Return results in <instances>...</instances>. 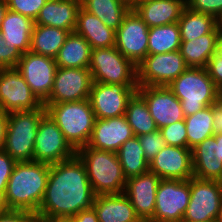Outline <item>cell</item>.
<instances>
[{
	"instance_id": "cell-35",
	"label": "cell",
	"mask_w": 222,
	"mask_h": 222,
	"mask_svg": "<svg viewBox=\"0 0 222 222\" xmlns=\"http://www.w3.org/2000/svg\"><path fill=\"white\" fill-rule=\"evenodd\" d=\"M188 148L192 149L206 138L213 136L212 105L185 117Z\"/></svg>"
},
{
	"instance_id": "cell-12",
	"label": "cell",
	"mask_w": 222,
	"mask_h": 222,
	"mask_svg": "<svg viewBox=\"0 0 222 222\" xmlns=\"http://www.w3.org/2000/svg\"><path fill=\"white\" fill-rule=\"evenodd\" d=\"M57 68L54 58L31 51L23 53L16 66L42 104L49 98L52 91Z\"/></svg>"
},
{
	"instance_id": "cell-44",
	"label": "cell",
	"mask_w": 222,
	"mask_h": 222,
	"mask_svg": "<svg viewBox=\"0 0 222 222\" xmlns=\"http://www.w3.org/2000/svg\"><path fill=\"white\" fill-rule=\"evenodd\" d=\"M213 134H222V102L218 99L212 104Z\"/></svg>"
},
{
	"instance_id": "cell-17",
	"label": "cell",
	"mask_w": 222,
	"mask_h": 222,
	"mask_svg": "<svg viewBox=\"0 0 222 222\" xmlns=\"http://www.w3.org/2000/svg\"><path fill=\"white\" fill-rule=\"evenodd\" d=\"M137 93L146 101L158 129L185 119L181 101L164 86L138 87Z\"/></svg>"
},
{
	"instance_id": "cell-16",
	"label": "cell",
	"mask_w": 222,
	"mask_h": 222,
	"mask_svg": "<svg viewBox=\"0 0 222 222\" xmlns=\"http://www.w3.org/2000/svg\"><path fill=\"white\" fill-rule=\"evenodd\" d=\"M149 27L131 9L116 30L115 47L136 66L148 55Z\"/></svg>"
},
{
	"instance_id": "cell-48",
	"label": "cell",
	"mask_w": 222,
	"mask_h": 222,
	"mask_svg": "<svg viewBox=\"0 0 222 222\" xmlns=\"http://www.w3.org/2000/svg\"><path fill=\"white\" fill-rule=\"evenodd\" d=\"M12 210L13 209L9 204L6 192H0V214L8 213Z\"/></svg>"
},
{
	"instance_id": "cell-54",
	"label": "cell",
	"mask_w": 222,
	"mask_h": 222,
	"mask_svg": "<svg viewBox=\"0 0 222 222\" xmlns=\"http://www.w3.org/2000/svg\"><path fill=\"white\" fill-rule=\"evenodd\" d=\"M219 100L222 102V89L219 91Z\"/></svg>"
},
{
	"instance_id": "cell-15",
	"label": "cell",
	"mask_w": 222,
	"mask_h": 222,
	"mask_svg": "<svg viewBox=\"0 0 222 222\" xmlns=\"http://www.w3.org/2000/svg\"><path fill=\"white\" fill-rule=\"evenodd\" d=\"M93 79L89 68H60L54 77L49 98L43 104L89 99Z\"/></svg>"
},
{
	"instance_id": "cell-5",
	"label": "cell",
	"mask_w": 222,
	"mask_h": 222,
	"mask_svg": "<svg viewBox=\"0 0 222 222\" xmlns=\"http://www.w3.org/2000/svg\"><path fill=\"white\" fill-rule=\"evenodd\" d=\"M167 88L181 101L185 117L197 113L219 99V90L206 68L188 67Z\"/></svg>"
},
{
	"instance_id": "cell-27",
	"label": "cell",
	"mask_w": 222,
	"mask_h": 222,
	"mask_svg": "<svg viewBox=\"0 0 222 222\" xmlns=\"http://www.w3.org/2000/svg\"><path fill=\"white\" fill-rule=\"evenodd\" d=\"M91 51V45L85 38L73 31L69 33L54 59L60 68H89Z\"/></svg>"
},
{
	"instance_id": "cell-18",
	"label": "cell",
	"mask_w": 222,
	"mask_h": 222,
	"mask_svg": "<svg viewBox=\"0 0 222 222\" xmlns=\"http://www.w3.org/2000/svg\"><path fill=\"white\" fill-rule=\"evenodd\" d=\"M149 170L161 179L188 180L193 177L191 149L166 145L150 161Z\"/></svg>"
},
{
	"instance_id": "cell-24",
	"label": "cell",
	"mask_w": 222,
	"mask_h": 222,
	"mask_svg": "<svg viewBox=\"0 0 222 222\" xmlns=\"http://www.w3.org/2000/svg\"><path fill=\"white\" fill-rule=\"evenodd\" d=\"M34 25L33 19L8 9L0 28L7 47L17 48L22 54L30 51Z\"/></svg>"
},
{
	"instance_id": "cell-23",
	"label": "cell",
	"mask_w": 222,
	"mask_h": 222,
	"mask_svg": "<svg viewBox=\"0 0 222 222\" xmlns=\"http://www.w3.org/2000/svg\"><path fill=\"white\" fill-rule=\"evenodd\" d=\"M81 3L72 0H47L35 20V25L75 31L78 11Z\"/></svg>"
},
{
	"instance_id": "cell-55",
	"label": "cell",
	"mask_w": 222,
	"mask_h": 222,
	"mask_svg": "<svg viewBox=\"0 0 222 222\" xmlns=\"http://www.w3.org/2000/svg\"><path fill=\"white\" fill-rule=\"evenodd\" d=\"M139 222H154L152 220H140Z\"/></svg>"
},
{
	"instance_id": "cell-1",
	"label": "cell",
	"mask_w": 222,
	"mask_h": 222,
	"mask_svg": "<svg viewBox=\"0 0 222 222\" xmlns=\"http://www.w3.org/2000/svg\"><path fill=\"white\" fill-rule=\"evenodd\" d=\"M95 194L81 159L50 164L47 187L37 218H72L93 206Z\"/></svg>"
},
{
	"instance_id": "cell-41",
	"label": "cell",
	"mask_w": 222,
	"mask_h": 222,
	"mask_svg": "<svg viewBox=\"0 0 222 222\" xmlns=\"http://www.w3.org/2000/svg\"><path fill=\"white\" fill-rule=\"evenodd\" d=\"M17 162L4 150L0 151V192L6 191L8 180Z\"/></svg>"
},
{
	"instance_id": "cell-46",
	"label": "cell",
	"mask_w": 222,
	"mask_h": 222,
	"mask_svg": "<svg viewBox=\"0 0 222 222\" xmlns=\"http://www.w3.org/2000/svg\"><path fill=\"white\" fill-rule=\"evenodd\" d=\"M8 124V112L0 109V151L3 150Z\"/></svg>"
},
{
	"instance_id": "cell-40",
	"label": "cell",
	"mask_w": 222,
	"mask_h": 222,
	"mask_svg": "<svg viewBox=\"0 0 222 222\" xmlns=\"http://www.w3.org/2000/svg\"><path fill=\"white\" fill-rule=\"evenodd\" d=\"M22 53L17 48L7 47L0 32V68H16Z\"/></svg>"
},
{
	"instance_id": "cell-37",
	"label": "cell",
	"mask_w": 222,
	"mask_h": 222,
	"mask_svg": "<svg viewBox=\"0 0 222 222\" xmlns=\"http://www.w3.org/2000/svg\"><path fill=\"white\" fill-rule=\"evenodd\" d=\"M139 143L145 151V159L148 163L163 149L167 144L160 130L138 136Z\"/></svg>"
},
{
	"instance_id": "cell-8",
	"label": "cell",
	"mask_w": 222,
	"mask_h": 222,
	"mask_svg": "<svg viewBox=\"0 0 222 222\" xmlns=\"http://www.w3.org/2000/svg\"><path fill=\"white\" fill-rule=\"evenodd\" d=\"M222 201V181L190 178V201L183 219L216 222Z\"/></svg>"
},
{
	"instance_id": "cell-39",
	"label": "cell",
	"mask_w": 222,
	"mask_h": 222,
	"mask_svg": "<svg viewBox=\"0 0 222 222\" xmlns=\"http://www.w3.org/2000/svg\"><path fill=\"white\" fill-rule=\"evenodd\" d=\"M186 7L197 13H206L217 20L222 15V0H186Z\"/></svg>"
},
{
	"instance_id": "cell-25",
	"label": "cell",
	"mask_w": 222,
	"mask_h": 222,
	"mask_svg": "<svg viewBox=\"0 0 222 222\" xmlns=\"http://www.w3.org/2000/svg\"><path fill=\"white\" fill-rule=\"evenodd\" d=\"M75 32L82 35L92 49L115 46L116 31L82 7L78 11Z\"/></svg>"
},
{
	"instance_id": "cell-29",
	"label": "cell",
	"mask_w": 222,
	"mask_h": 222,
	"mask_svg": "<svg viewBox=\"0 0 222 222\" xmlns=\"http://www.w3.org/2000/svg\"><path fill=\"white\" fill-rule=\"evenodd\" d=\"M81 7L115 31L132 9L127 0H83Z\"/></svg>"
},
{
	"instance_id": "cell-10",
	"label": "cell",
	"mask_w": 222,
	"mask_h": 222,
	"mask_svg": "<svg viewBox=\"0 0 222 222\" xmlns=\"http://www.w3.org/2000/svg\"><path fill=\"white\" fill-rule=\"evenodd\" d=\"M190 201V179H161L157 192L154 222H178L183 219Z\"/></svg>"
},
{
	"instance_id": "cell-28",
	"label": "cell",
	"mask_w": 222,
	"mask_h": 222,
	"mask_svg": "<svg viewBox=\"0 0 222 222\" xmlns=\"http://www.w3.org/2000/svg\"><path fill=\"white\" fill-rule=\"evenodd\" d=\"M193 176L199 179L222 181V162L214 151V135L191 149Z\"/></svg>"
},
{
	"instance_id": "cell-7",
	"label": "cell",
	"mask_w": 222,
	"mask_h": 222,
	"mask_svg": "<svg viewBox=\"0 0 222 222\" xmlns=\"http://www.w3.org/2000/svg\"><path fill=\"white\" fill-rule=\"evenodd\" d=\"M89 70L93 82L138 86L137 66L115 46L92 49Z\"/></svg>"
},
{
	"instance_id": "cell-56",
	"label": "cell",
	"mask_w": 222,
	"mask_h": 222,
	"mask_svg": "<svg viewBox=\"0 0 222 222\" xmlns=\"http://www.w3.org/2000/svg\"><path fill=\"white\" fill-rule=\"evenodd\" d=\"M178 222H194V221H188V220L182 219V220H180V221H178Z\"/></svg>"
},
{
	"instance_id": "cell-38",
	"label": "cell",
	"mask_w": 222,
	"mask_h": 222,
	"mask_svg": "<svg viewBox=\"0 0 222 222\" xmlns=\"http://www.w3.org/2000/svg\"><path fill=\"white\" fill-rule=\"evenodd\" d=\"M6 2L9 10L35 21L47 0H6Z\"/></svg>"
},
{
	"instance_id": "cell-34",
	"label": "cell",
	"mask_w": 222,
	"mask_h": 222,
	"mask_svg": "<svg viewBox=\"0 0 222 222\" xmlns=\"http://www.w3.org/2000/svg\"><path fill=\"white\" fill-rule=\"evenodd\" d=\"M125 117L132 128L134 136H141L158 130L146 101L137 92L128 102Z\"/></svg>"
},
{
	"instance_id": "cell-20",
	"label": "cell",
	"mask_w": 222,
	"mask_h": 222,
	"mask_svg": "<svg viewBox=\"0 0 222 222\" xmlns=\"http://www.w3.org/2000/svg\"><path fill=\"white\" fill-rule=\"evenodd\" d=\"M133 136L125 115L96 119L87 145L98 150L117 152L121 145Z\"/></svg>"
},
{
	"instance_id": "cell-2",
	"label": "cell",
	"mask_w": 222,
	"mask_h": 222,
	"mask_svg": "<svg viewBox=\"0 0 222 222\" xmlns=\"http://www.w3.org/2000/svg\"><path fill=\"white\" fill-rule=\"evenodd\" d=\"M50 164L17 162L8 180L6 194L14 210L37 213L47 187Z\"/></svg>"
},
{
	"instance_id": "cell-21",
	"label": "cell",
	"mask_w": 222,
	"mask_h": 222,
	"mask_svg": "<svg viewBox=\"0 0 222 222\" xmlns=\"http://www.w3.org/2000/svg\"><path fill=\"white\" fill-rule=\"evenodd\" d=\"M186 0H138L132 9L149 27H158L178 22Z\"/></svg>"
},
{
	"instance_id": "cell-45",
	"label": "cell",
	"mask_w": 222,
	"mask_h": 222,
	"mask_svg": "<svg viewBox=\"0 0 222 222\" xmlns=\"http://www.w3.org/2000/svg\"><path fill=\"white\" fill-rule=\"evenodd\" d=\"M73 222H99L96 211L93 207L87 210H82L72 217Z\"/></svg>"
},
{
	"instance_id": "cell-11",
	"label": "cell",
	"mask_w": 222,
	"mask_h": 222,
	"mask_svg": "<svg viewBox=\"0 0 222 222\" xmlns=\"http://www.w3.org/2000/svg\"><path fill=\"white\" fill-rule=\"evenodd\" d=\"M76 155V150L65 139L63 132L46 114L40 121L35 137L33 161L59 163Z\"/></svg>"
},
{
	"instance_id": "cell-26",
	"label": "cell",
	"mask_w": 222,
	"mask_h": 222,
	"mask_svg": "<svg viewBox=\"0 0 222 222\" xmlns=\"http://www.w3.org/2000/svg\"><path fill=\"white\" fill-rule=\"evenodd\" d=\"M220 29L217 25L209 34L191 41H181L179 51L188 67H207L209 59L217 52Z\"/></svg>"
},
{
	"instance_id": "cell-50",
	"label": "cell",
	"mask_w": 222,
	"mask_h": 222,
	"mask_svg": "<svg viewBox=\"0 0 222 222\" xmlns=\"http://www.w3.org/2000/svg\"><path fill=\"white\" fill-rule=\"evenodd\" d=\"M7 10L8 5L6 0H0V28Z\"/></svg>"
},
{
	"instance_id": "cell-19",
	"label": "cell",
	"mask_w": 222,
	"mask_h": 222,
	"mask_svg": "<svg viewBox=\"0 0 222 222\" xmlns=\"http://www.w3.org/2000/svg\"><path fill=\"white\" fill-rule=\"evenodd\" d=\"M160 181L161 178L150 170L126 180L124 194L131 201L140 220L152 219Z\"/></svg>"
},
{
	"instance_id": "cell-51",
	"label": "cell",
	"mask_w": 222,
	"mask_h": 222,
	"mask_svg": "<svg viewBox=\"0 0 222 222\" xmlns=\"http://www.w3.org/2000/svg\"><path fill=\"white\" fill-rule=\"evenodd\" d=\"M217 52L222 55V29H220V32H219V35H218Z\"/></svg>"
},
{
	"instance_id": "cell-14",
	"label": "cell",
	"mask_w": 222,
	"mask_h": 222,
	"mask_svg": "<svg viewBox=\"0 0 222 222\" xmlns=\"http://www.w3.org/2000/svg\"><path fill=\"white\" fill-rule=\"evenodd\" d=\"M42 106L16 68H0V109L9 113Z\"/></svg>"
},
{
	"instance_id": "cell-6",
	"label": "cell",
	"mask_w": 222,
	"mask_h": 222,
	"mask_svg": "<svg viewBox=\"0 0 222 222\" xmlns=\"http://www.w3.org/2000/svg\"><path fill=\"white\" fill-rule=\"evenodd\" d=\"M46 108L8 113V124L3 150L16 162L33 161L35 137Z\"/></svg>"
},
{
	"instance_id": "cell-3",
	"label": "cell",
	"mask_w": 222,
	"mask_h": 222,
	"mask_svg": "<svg viewBox=\"0 0 222 222\" xmlns=\"http://www.w3.org/2000/svg\"><path fill=\"white\" fill-rule=\"evenodd\" d=\"M76 155L85 166L95 195L124 193L127 179L116 152L86 145L79 148Z\"/></svg>"
},
{
	"instance_id": "cell-49",
	"label": "cell",
	"mask_w": 222,
	"mask_h": 222,
	"mask_svg": "<svg viewBox=\"0 0 222 222\" xmlns=\"http://www.w3.org/2000/svg\"><path fill=\"white\" fill-rule=\"evenodd\" d=\"M38 221L41 222H73L72 218H66V217H61V218H38Z\"/></svg>"
},
{
	"instance_id": "cell-31",
	"label": "cell",
	"mask_w": 222,
	"mask_h": 222,
	"mask_svg": "<svg viewBox=\"0 0 222 222\" xmlns=\"http://www.w3.org/2000/svg\"><path fill=\"white\" fill-rule=\"evenodd\" d=\"M178 24L181 41H191L209 34L218 25V20L210 14L197 13L185 7Z\"/></svg>"
},
{
	"instance_id": "cell-13",
	"label": "cell",
	"mask_w": 222,
	"mask_h": 222,
	"mask_svg": "<svg viewBox=\"0 0 222 222\" xmlns=\"http://www.w3.org/2000/svg\"><path fill=\"white\" fill-rule=\"evenodd\" d=\"M138 86L93 82L89 101L96 119L125 115L129 100Z\"/></svg>"
},
{
	"instance_id": "cell-9",
	"label": "cell",
	"mask_w": 222,
	"mask_h": 222,
	"mask_svg": "<svg viewBox=\"0 0 222 222\" xmlns=\"http://www.w3.org/2000/svg\"><path fill=\"white\" fill-rule=\"evenodd\" d=\"M188 68L180 51L147 55L137 66L138 87H167Z\"/></svg>"
},
{
	"instance_id": "cell-36",
	"label": "cell",
	"mask_w": 222,
	"mask_h": 222,
	"mask_svg": "<svg viewBox=\"0 0 222 222\" xmlns=\"http://www.w3.org/2000/svg\"><path fill=\"white\" fill-rule=\"evenodd\" d=\"M159 130L167 145L188 147L186 123L184 120L164 126Z\"/></svg>"
},
{
	"instance_id": "cell-47",
	"label": "cell",
	"mask_w": 222,
	"mask_h": 222,
	"mask_svg": "<svg viewBox=\"0 0 222 222\" xmlns=\"http://www.w3.org/2000/svg\"><path fill=\"white\" fill-rule=\"evenodd\" d=\"M214 151L219 162H222V134L214 135Z\"/></svg>"
},
{
	"instance_id": "cell-58",
	"label": "cell",
	"mask_w": 222,
	"mask_h": 222,
	"mask_svg": "<svg viewBox=\"0 0 222 222\" xmlns=\"http://www.w3.org/2000/svg\"><path fill=\"white\" fill-rule=\"evenodd\" d=\"M138 0H131V5L135 2H137Z\"/></svg>"
},
{
	"instance_id": "cell-42",
	"label": "cell",
	"mask_w": 222,
	"mask_h": 222,
	"mask_svg": "<svg viewBox=\"0 0 222 222\" xmlns=\"http://www.w3.org/2000/svg\"><path fill=\"white\" fill-rule=\"evenodd\" d=\"M206 69L216 88L220 91L222 89V55L216 52L209 59Z\"/></svg>"
},
{
	"instance_id": "cell-53",
	"label": "cell",
	"mask_w": 222,
	"mask_h": 222,
	"mask_svg": "<svg viewBox=\"0 0 222 222\" xmlns=\"http://www.w3.org/2000/svg\"><path fill=\"white\" fill-rule=\"evenodd\" d=\"M218 26L222 29V15H221V17L218 19Z\"/></svg>"
},
{
	"instance_id": "cell-52",
	"label": "cell",
	"mask_w": 222,
	"mask_h": 222,
	"mask_svg": "<svg viewBox=\"0 0 222 222\" xmlns=\"http://www.w3.org/2000/svg\"><path fill=\"white\" fill-rule=\"evenodd\" d=\"M216 222H222V201H221L220 212H219Z\"/></svg>"
},
{
	"instance_id": "cell-32",
	"label": "cell",
	"mask_w": 222,
	"mask_h": 222,
	"mask_svg": "<svg viewBox=\"0 0 222 222\" xmlns=\"http://www.w3.org/2000/svg\"><path fill=\"white\" fill-rule=\"evenodd\" d=\"M116 153L126 179L149 170V163L145 159V151L139 143L138 136L128 139Z\"/></svg>"
},
{
	"instance_id": "cell-57",
	"label": "cell",
	"mask_w": 222,
	"mask_h": 222,
	"mask_svg": "<svg viewBox=\"0 0 222 222\" xmlns=\"http://www.w3.org/2000/svg\"><path fill=\"white\" fill-rule=\"evenodd\" d=\"M72 1H76V2L81 3V4L83 2V0H72Z\"/></svg>"
},
{
	"instance_id": "cell-4",
	"label": "cell",
	"mask_w": 222,
	"mask_h": 222,
	"mask_svg": "<svg viewBox=\"0 0 222 222\" xmlns=\"http://www.w3.org/2000/svg\"><path fill=\"white\" fill-rule=\"evenodd\" d=\"M43 106L76 151L87 145L96 120L89 99Z\"/></svg>"
},
{
	"instance_id": "cell-30",
	"label": "cell",
	"mask_w": 222,
	"mask_h": 222,
	"mask_svg": "<svg viewBox=\"0 0 222 222\" xmlns=\"http://www.w3.org/2000/svg\"><path fill=\"white\" fill-rule=\"evenodd\" d=\"M69 33V31L60 28L34 25L30 51L55 58Z\"/></svg>"
},
{
	"instance_id": "cell-33",
	"label": "cell",
	"mask_w": 222,
	"mask_h": 222,
	"mask_svg": "<svg viewBox=\"0 0 222 222\" xmlns=\"http://www.w3.org/2000/svg\"><path fill=\"white\" fill-rule=\"evenodd\" d=\"M148 55L178 51L181 34L178 22L149 28Z\"/></svg>"
},
{
	"instance_id": "cell-22",
	"label": "cell",
	"mask_w": 222,
	"mask_h": 222,
	"mask_svg": "<svg viewBox=\"0 0 222 222\" xmlns=\"http://www.w3.org/2000/svg\"><path fill=\"white\" fill-rule=\"evenodd\" d=\"M99 222H139L131 201L124 193L95 195L93 206Z\"/></svg>"
},
{
	"instance_id": "cell-43",
	"label": "cell",
	"mask_w": 222,
	"mask_h": 222,
	"mask_svg": "<svg viewBox=\"0 0 222 222\" xmlns=\"http://www.w3.org/2000/svg\"><path fill=\"white\" fill-rule=\"evenodd\" d=\"M0 222H38L37 214L32 211L12 210L0 214Z\"/></svg>"
}]
</instances>
